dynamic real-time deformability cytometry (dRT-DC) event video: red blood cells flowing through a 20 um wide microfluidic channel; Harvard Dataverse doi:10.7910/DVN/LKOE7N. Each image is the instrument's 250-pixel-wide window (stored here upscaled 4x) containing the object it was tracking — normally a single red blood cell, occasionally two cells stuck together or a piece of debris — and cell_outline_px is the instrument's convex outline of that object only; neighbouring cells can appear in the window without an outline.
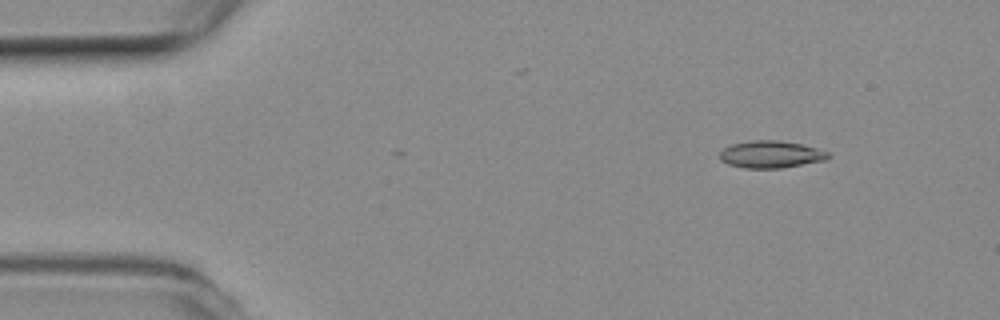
{"species": "common noctule bat (a hibernating species)", "species_latin": "Nyctalus noctula", "temperature_condition": "room temperature", "stored_images_in_passage": 53, "camera_frame_rate_fps": 3000, "um_per_image_px": 0.085, "animal": {"sex": "female", "body_mass_g": 19.3, "forearm_length_mm": 54.1}, "frame": {"image": 1, "passage_image": 6, "time_ms": 1.667, "image_size_px": [1000, 320], "cell_outline_px": [[832, 156], [824, 160], [780, 168], [744, 168], [728, 164], [720, 160], [720, 152], [724, 148], [732, 144], [752, 140], [780, 140], [800, 144], [816, 148], [828, 152]], "centroid_in_image_um": [65.51, 13.12], "position_along_channel_um": 19.5, "area_um2": 17.05}}
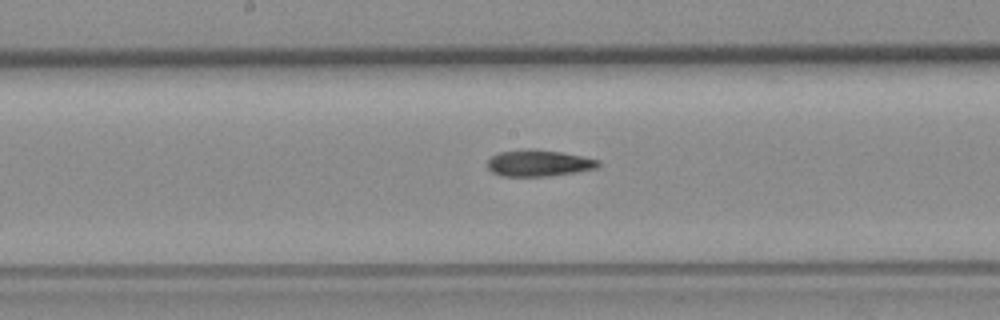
{"frame": {"image": 2, "passage_image": 27, "time_ms": 8.667, "image_size_px": [1000, 320], "cell_outline_px": [[600, 164], [596, 168], [576, 172], [548, 176], [500, 176], [492, 172], [488, 168], [488, 160], [492, 156], [500, 152], [560, 152], [584, 156], [600, 160]], "centroid_in_image_um": [45.84, 13.92], "position_along_channel_um": 202.4, "area_um2": 16.24}}
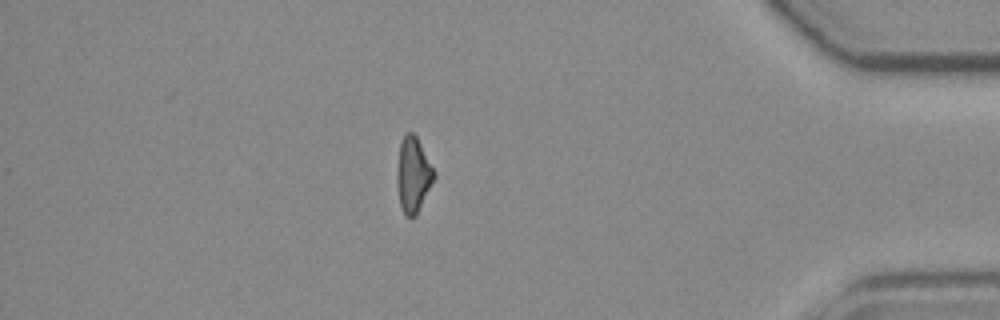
{"frame": {"image": 3, "passage_image": 46, "time_ms": 15.0, "image_size_px": [1000, 320], "cell_outline_px": [[436, 176], [416, 216], [408, 216], [404, 212], [400, 204], [396, 184], [396, 172], [400, 140], [408, 132], [412, 132], [416, 136], [436, 172]], "centroid_in_image_um": [35.11, 14.84], "position_along_channel_um": 400.1, "area_um2": 16.3}, "authors_computed_cell_mechanics": {"area_um2": 17.1088, "velocity_mm_per_s": 3.8021, "shape_relaxation_time_tau1_ms": 8.6061, "shape_relaxation_time_tau2_ms": 4.9899, "deformation_change_tau1": 0.218, "deformation_change_tau2": 0.142}}